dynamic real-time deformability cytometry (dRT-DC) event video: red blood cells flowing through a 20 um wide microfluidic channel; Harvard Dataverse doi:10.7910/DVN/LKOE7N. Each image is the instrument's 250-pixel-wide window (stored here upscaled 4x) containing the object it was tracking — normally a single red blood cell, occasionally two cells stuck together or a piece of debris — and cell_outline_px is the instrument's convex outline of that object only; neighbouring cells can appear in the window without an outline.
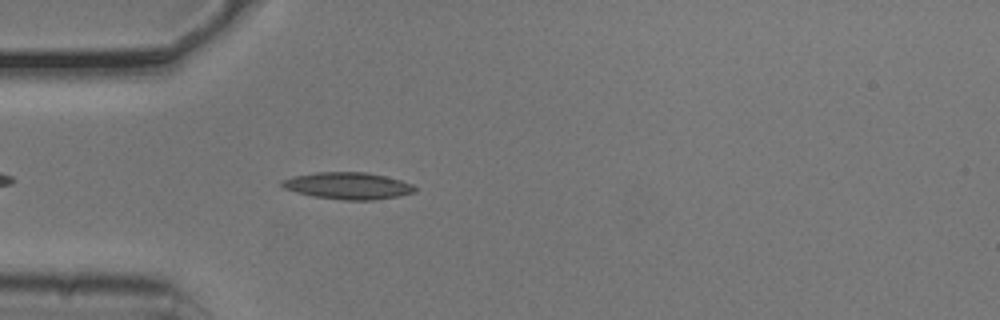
{"species": "common noctule bat (a hibernating species)", "species_latin": "Nyctalus noctula", "temperature_condition": "cold", "stored_images_in_passage": 37, "camera_frame_rate_fps": 3000, "um_per_image_px": 0.085, "animal": {"sex": "male", "body_mass_g": 20.5, "forearm_length_mm": 52.5}, "frame": {"image": 1, "passage_image": 5, "time_ms": 1.333, "image_size_px": [1000, 320], "cell_outline_px": [[416, 192], [400, 196], [372, 200], [344, 200], [312, 196], [296, 192], [284, 188], [280, 184], [280, 180], [292, 176], [316, 172], [368, 172], [400, 180], [412, 184], [416, 188]], "centroid_in_image_um": [29.56, 15.79], "position_along_channel_um": 55.4, "area_um2": 20.92}}
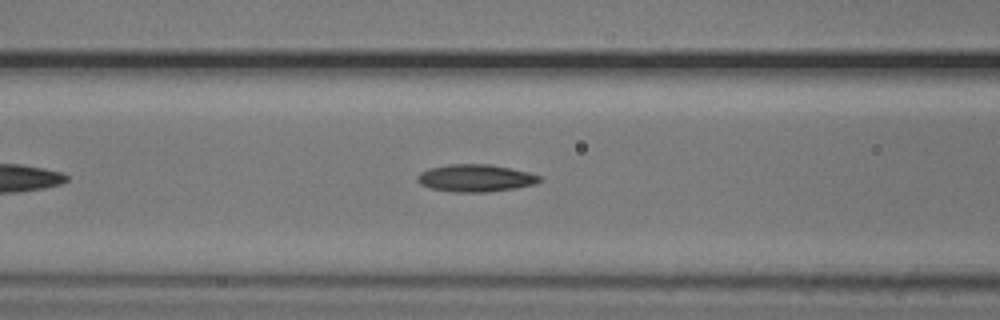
{"frame": {"image": 2, "passage_image": 11, "time_ms": 3.333, "image_size_px": [1000, 320], "cell_outline_px": [[544, 180], [536, 184], [516, 188], [488, 192], [452, 192], [432, 188], [420, 184], [416, 180], [416, 176], [420, 172], [428, 168], [448, 164], [488, 164], [528, 172], [540, 176]], "centroid_in_image_um": [40.41, 15.14], "position_along_channel_um": 126.2, "area_um2": 19.59}}
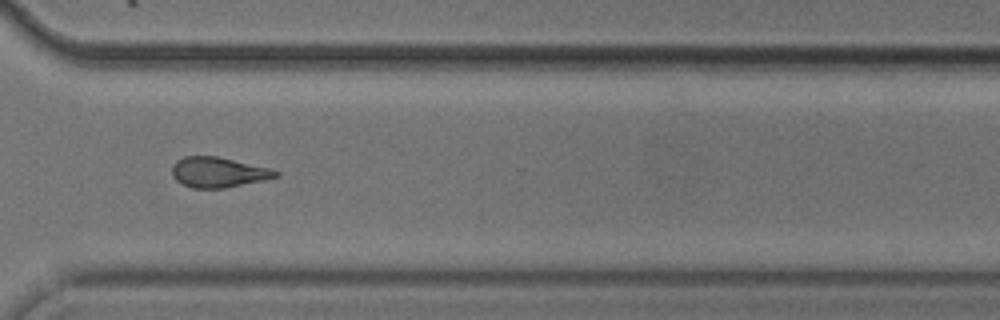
{"frame": {"image": 3, "passage_image": 29, "time_ms": 9.333, "image_size_px": [1000, 320], "cell_outline_px": [[280, 176], [264, 180], [224, 188], [192, 188], [176, 180], [172, 176], [172, 164], [176, 160], [184, 156], [216, 156], [272, 168], [280, 172]], "centroid_in_image_um": [18.57, 14.63], "position_along_channel_um": 352.0, "area_um2": 18.38}, "authors_computed_cell_mechanics": {"area_um2": 18.207, "velocity_mm_per_s": 3.7696, "shape_relaxation_time_tau1_ms": 8.0918, "shape_relaxation_time_tau2_ms": 5.1102, "deformation_change_tau1": 0.1926, "deformation_change_tau2": 0.1472}}